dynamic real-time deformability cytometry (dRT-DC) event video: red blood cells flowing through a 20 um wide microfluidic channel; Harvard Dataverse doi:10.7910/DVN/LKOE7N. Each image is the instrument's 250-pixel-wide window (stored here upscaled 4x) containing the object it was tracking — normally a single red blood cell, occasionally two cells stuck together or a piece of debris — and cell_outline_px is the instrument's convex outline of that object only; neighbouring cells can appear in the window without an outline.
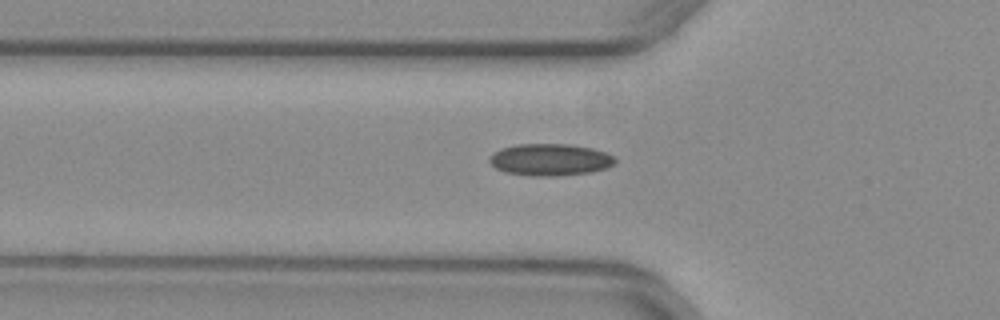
{"species": "common noctule bat (a hibernating species)", "species_latin": "Nyctalus noctula", "temperature_condition": "warm", "stored_images_in_passage": 9, "segment_of_instrument_passage": [1, 2], "camera_frame_rate_fps": 3000, "um_per_image_px": 0.085, "animal": {"sex": "female", "body_mass_g": 29.2, "forearm_length_mm": 56.3}, "frame": {"image": 1, "passage_image": 3, "time_ms": 0.667, "image_size_px": [1000, 320], "cell_outline_px": [[616, 160], [608, 168], [592, 172], [556, 176], [532, 176], [504, 172], [496, 168], [488, 160], [492, 152], [500, 148], [516, 144], [572, 144], [592, 148], [604, 152], [612, 156]], "centroid_in_image_um": [46.72, 13.57], "position_along_channel_um": 79.1, "area_um2": 23.52}}